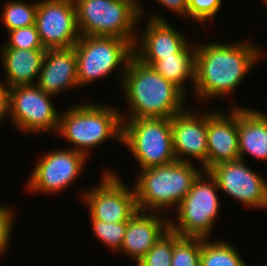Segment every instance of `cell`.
I'll return each instance as SVG.
<instances>
[{
	"mask_svg": "<svg viewBox=\"0 0 267 266\" xmlns=\"http://www.w3.org/2000/svg\"><path fill=\"white\" fill-rule=\"evenodd\" d=\"M120 86L129 113L126 115L120 110L122 120L171 118L188 106L185 104L187 96L177 86L134 55L127 64Z\"/></svg>",
	"mask_w": 267,
	"mask_h": 266,
	"instance_id": "obj_2",
	"label": "cell"
},
{
	"mask_svg": "<svg viewBox=\"0 0 267 266\" xmlns=\"http://www.w3.org/2000/svg\"><path fill=\"white\" fill-rule=\"evenodd\" d=\"M53 97L36 84L9 88L7 121L25 136L38 133L55 136L60 113L53 104Z\"/></svg>",
	"mask_w": 267,
	"mask_h": 266,
	"instance_id": "obj_9",
	"label": "cell"
},
{
	"mask_svg": "<svg viewBox=\"0 0 267 266\" xmlns=\"http://www.w3.org/2000/svg\"><path fill=\"white\" fill-rule=\"evenodd\" d=\"M248 160L222 162L208 172L216 180L220 193L243 204L247 210L267 211V178L254 171ZM232 197V198H231Z\"/></svg>",
	"mask_w": 267,
	"mask_h": 266,
	"instance_id": "obj_12",
	"label": "cell"
},
{
	"mask_svg": "<svg viewBox=\"0 0 267 266\" xmlns=\"http://www.w3.org/2000/svg\"><path fill=\"white\" fill-rule=\"evenodd\" d=\"M223 42H196L195 82L191 95L203 104L214 98L230 100L252 68L267 57V52L250 38L249 41L247 38L234 43Z\"/></svg>",
	"mask_w": 267,
	"mask_h": 266,
	"instance_id": "obj_1",
	"label": "cell"
},
{
	"mask_svg": "<svg viewBox=\"0 0 267 266\" xmlns=\"http://www.w3.org/2000/svg\"><path fill=\"white\" fill-rule=\"evenodd\" d=\"M90 223L94 237L96 236L95 238L111 253L117 254L123 244L127 222L107 223L98 219H90Z\"/></svg>",
	"mask_w": 267,
	"mask_h": 266,
	"instance_id": "obj_25",
	"label": "cell"
},
{
	"mask_svg": "<svg viewBox=\"0 0 267 266\" xmlns=\"http://www.w3.org/2000/svg\"><path fill=\"white\" fill-rule=\"evenodd\" d=\"M36 85L56 98L60 93L80 89L74 48L47 49Z\"/></svg>",
	"mask_w": 267,
	"mask_h": 266,
	"instance_id": "obj_18",
	"label": "cell"
},
{
	"mask_svg": "<svg viewBox=\"0 0 267 266\" xmlns=\"http://www.w3.org/2000/svg\"><path fill=\"white\" fill-rule=\"evenodd\" d=\"M100 183L79 192L90 219L104 222H128L138 210L133 186L128 187L120 175L104 168Z\"/></svg>",
	"mask_w": 267,
	"mask_h": 266,
	"instance_id": "obj_10",
	"label": "cell"
},
{
	"mask_svg": "<svg viewBox=\"0 0 267 266\" xmlns=\"http://www.w3.org/2000/svg\"><path fill=\"white\" fill-rule=\"evenodd\" d=\"M172 255L173 232L169 230L135 266H171Z\"/></svg>",
	"mask_w": 267,
	"mask_h": 266,
	"instance_id": "obj_26",
	"label": "cell"
},
{
	"mask_svg": "<svg viewBox=\"0 0 267 266\" xmlns=\"http://www.w3.org/2000/svg\"><path fill=\"white\" fill-rule=\"evenodd\" d=\"M37 0H7L3 4L0 22L7 32L35 24Z\"/></svg>",
	"mask_w": 267,
	"mask_h": 266,
	"instance_id": "obj_23",
	"label": "cell"
},
{
	"mask_svg": "<svg viewBox=\"0 0 267 266\" xmlns=\"http://www.w3.org/2000/svg\"><path fill=\"white\" fill-rule=\"evenodd\" d=\"M213 238L203 239L201 243V266H249L229 241Z\"/></svg>",
	"mask_w": 267,
	"mask_h": 266,
	"instance_id": "obj_22",
	"label": "cell"
},
{
	"mask_svg": "<svg viewBox=\"0 0 267 266\" xmlns=\"http://www.w3.org/2000/svg\"><path fill=\"white\" fill-rule=\"evenodd\" d=\"M7 42L1 48L45 49L41 44L36 25L17 28L7 32Z\"/></svg>",
	"mask_w": 267,
	"mask_h": 266,
	"instance_id": "obj_27",
	"label": "cell"
},
{
	"mask_svg": "<svg viewBox=\"0 0 267 266\" xmlns=\"http://www.w3.org/2000/svg\"><path fill=\"white\" fill-rule=\"evenodd\" d=\"M74 4L81 36H115L128 40L134 46L139 24L144 20L134 2L74 0Z\"/></svg>",
	"mask_w": 267,
	"mask_h": 266,
	"instance_id": "obj_5",
	"label": "cell"
},
{
	"mask_svg": "<svg viewBox=\"0 0 267 266\" xmlns=\"http://www.w3.org/2000/svg\"><path fill=\"white\" fill-rule=\"evenodd\" d=\"M218 191L216 180L208 171H203L173 212L176 220L170 218V230L181 237L203 239L213 237L212 232L219 219V211L221 212L220 191Z\"/></svg>",
	"mask_w": 267,
	"mask_h": 266,
	"instance_id": "obj_7",
	"label": "cell"
},
{
	"mask_svg": "<svg viewBox=\"0 0 267 266\" xmlns=\"http://www.w3.org/2000/svg\"><path fill=\"white\" fill-rule=\"evenodd\" d=\"M203 171L194 162L177 160L167 165L138 170L136 181L132 184L138 210L166 212L165 215L168 210L175 211Z\"/></svg>",
	"mask_w": 267,
	"mask_h": 266,
	"instance_id": "obj_4",
	"label": "cell"
},
{
	"mask_svg": "<svg viewBox=\"0 0 267 266\" xmlns=\"http://www.w3.org/2000/svg\"><path fill=\"white\" fill-rule=\"evenodd\" d=\"M137 210L127 222L123 244L118 254L136 264L170 230L169 215Z\"/></svg>",
	"mask_w": 267,
	"mask_h": 266,
	"instance_id": "obj_17",
	"label": "cell"
},
{
	"mask_svg": "<svg viewBox=\"0 0 267 266\" xmlns=\"http://www.w3.org/2000/svg\"><path fill=\"white\" fill-rule=\"evenodd\" d=\"M156 3L160 4L161 7H165L168 9L170 14L173 13L176 16L181 17L182 19H187V10H188V2L187 0H156Z\"/></svg>",
	"mask_w": 267,
	"mask_h": 266,
	"instance_id": "obj_30",
	"label": "cell"
},
{
	"mask_svg": "<svg viewBox=\"0 0 267 266\" xmlns=\"http://www.w3.org/2000/svg\"><path fill=\"white\" fill-rule=\"evenodd\" d=\"M234 105V106H233ZM238 107V143L239 157L246 161V156L267 162V112L249 106ZM249 107V108H248Z\"/></svg>",
	"mask_w": 267,
	"mask_h": 266,
	"instance_id": "obj_19",
	"label": "cell"
},
{
	"mask_svg": "<svg viewBox=\"0 0 267 266\" xmlns=\"http://www.w3.org/2000/svg\"><path fill=\"white\" fill-rule=\"evenodd\" d=\"M263 1V4L266 5L264 7H267V0H262Z\"/></svg>",
	"mask_w": 267,
	"mask_h": 266,
	"instance_id": "obj_33",
	"label": "cell"
},
{
	"mask_svg": "<svg viewBox=\"0 0 267 266\" xmlns=\"http://www.w3.org/2000/svg\"><path fill=\"white\" fill-rule=\"evenodd\" d=\"M46 49L0 48L8 88L36 84Z\"/></svg>",
	"mask_w": 267,
	"mask_h": 266,
	"instance_id": "obj_20",
	"label": "cell"
},
{
	"mask_svg": "<svg viewBox=\"0 0 267 266\" xmlns=\"http://www.w3.org/2000/svg\"><path fill=\"white\" fill-rule=\"evenodd\" d=\"M195 54L196 44L195 42H191L181 53L162 57L159 61L141 62L152 66L156 72L160 73L166 80L177 86L188 97V90L193 91L192 89H194ZM189 81L191 83V89H189Z\"/></svg>",
	"mask_w": 267,
	"mask_h": 266,
	"instance_id": "obj_21",
	"label": "cell"
},
{
	"mask_svg": "<svg viewBox=\"0 0 267 266\" xmlns=\"http://www.w3.org/2000/svg\"><path fill=\"white\" fill-rule=\"evenodd\" d=\"M0 203V259H2L5 253H8L11 245V240L13 235V227L16 220V212L14 213V208L9 205H2ZM2 257V258H1Z\"/></svg>",
	"mask_w": 267,
	"mask_h": 266,
	"instance_id": "obj_29",
	"label": "cell"
},
{
	"mask_svg": "<svg viewBox=\"0 0 267 266\" xmlns=\"http://www.w3.org/2000/svg\"><path fill=\"white\" fill-rule=\"evenodd\" d=\"M35 25L46 50L72 48L81 36L74 0H37Z\"/></svg>",
	"mask_w": 267,
	"mask_h": 266,
	"instance_id": "obj_13",
	"label": "cell"
},
{
	"mask_svg": "<svg viewBox=\"0 0 267 266\" xmlns=\"http://www.w3.org/2000/svg\"><path fill=\"white\" fill-rule=\"evenodd\" d=\"M223 0H190L188 2L187 18L194 23H201L202 27L210 22L220 13L223 7Z\"/></svg>",
	"mask_w": 267,
	"mask_h": 266,
	"instance_id": "obj_28",
	"label": "cell"
},
{
	"mask_svg": "<svg viewBox=\"0 0 267 266\" xmlns=\"http://www.w3.org/2000/svg\"><path fill=\"white\" fill-rule=\"evenodd\" d=\"M26 180V190L30 193L58 195L80 178L86 164L91 160L85 154L67 148H54L39 157Z\"/></svg>",
	"mask_w": 267,
	"mask_h": 266,
	"instance_id": "obj_11",
	"label": "cell"
},
{
	"mask_svg": "<svg viewBox=\"0 0 267 266\" xmlns=\"http://www.w3.org/2000/svg\"><path fill=\"white\" fill-rule=\"evenodd\" d=\"M130 1H132V2H134L138 7H139V10H140V14H141V16L144 18V17H146L145 15V9L146 8H144L143 9V4H141V0H130Z\"/></svg>",
	"mask_w": 267,
	"mask_h": 266,
	"instance_id": "obj_32",
	"label": "cell"
},
{
	"mask_svg": "<svg viewBox=\"0 0 267 266\" xmlns=\"http://www.w3.org/2000/svg\"><path fill=\"white\" fill-rule=\"evenodd\" d=\"M73 48L80 89L107 78L115 71L121 84L127 64L134 55L133 45L115 36H80Z\"/></svg>",
	"mask_w": 267,
	"mask_h": 266,
	"instance_id": "obj_6",
	"label": "cell"
},
{
	"mask_svg": "<svg viewBox=\"0 0 267 266\" xmlns=\"http://www.w3.org/2000/svg\"><path fill=\"white\" fill-rule=\"evenodd\" d=\"M150 14L145 20L144 30H140L141 34L137 33L133 46V53L137 59L159 61L162 57L181 53L191 43L185 34L162 16V13Z\"/></svg>",
	"mask_w": 267,
	"mask_h": 266,
	"instance_id": "obj_15",
	"label": "cell"
},
{
	"mask_svg": "<svg viewBox=\"0 0 267 266\" xmlns=\"http://www.w3.org/2000/svg\"><path fill=\"white\" fill-rule=\"evenodd\" d=\"M228 110L212 107L207 111V171L219 163L240 159L238 107Z\"/></svg>",
	"mask_w": 267,
	"mask_h": 266,
	"instance_id": "obj_16",
	"label": "cell"
},
{
	"mask_svg": "<svg viewBox=\"0 0 267 266\" xmlns=\"http://www.w3.org/2000/svg\"><path fill=\"white\" fill-rule=\"evenodd\" d=\"M171 130L176 160L192 163L194 158L207 171V110L187 106L171 117Z\"/></svg>",
	"mask_w": 267,
	"mask_h": 266,
	"instance_id": "obj_14",
	"label": "cell"
},
{
	"mask_svg": "<svg viewBox=\"0 0 267 266\" xmlns=\"http://www.w3.org/2000/svg\"><path fill=\"white\" fill-rule=\"evenodd\" d=\"M121 144L131 151L140 170L176 161L171 118L122 120Z\"/></svg>",
	"mask_w": 267,
	"mask_h": 266,
	"instance_id": "obj_8",
	"label": "cell"
},
{
	"mask_svg": "<svg viewBox=\"0 0 267 266\" xmlns=\"http://www.w3.org/2000/svg\"><path fill=\"white\" fill-rule=\"evenodd\" d=\"M57 136L70 143L67 148L89 158L92 156L91 148L111 140L122 143L120 108L91 101L74 103L60 112Z\"/></svg>",
	"mask_w": 267,
	"mask_h": 266,
	"instance_id": "obj_3",
	"label": "cell"
},
{
	"mask_svg": "<svg viewBox=\"0 0 267 266\" xmlns=\"http://www.w3.org/2000/svg\"><path fill=\"white\" fill-rule=\"evenodd\" d=\"M8 86L0 80V126L7 120L8 112Z\"/></svg>",
	"mask_w": 267,
	"mask_h": 266,
	"instance_id": "obj_31",
	"label": "cell"
},
{
	"mask_svg": "<svg viewBox=\"0 0 267 266\" xmlns=\"http://www.w3.org/2000/svg\"><path fill=\"white\" fill-rule=\"evenodd\" d=\"M202 241L203 238L181 237L173 232L171 266H201Z\"/></svg>",
	"mask_w": 267,
	"mask_h": 266,
	"instance_id": "obj_24",
	"label": "cell"
}]
</instances>
